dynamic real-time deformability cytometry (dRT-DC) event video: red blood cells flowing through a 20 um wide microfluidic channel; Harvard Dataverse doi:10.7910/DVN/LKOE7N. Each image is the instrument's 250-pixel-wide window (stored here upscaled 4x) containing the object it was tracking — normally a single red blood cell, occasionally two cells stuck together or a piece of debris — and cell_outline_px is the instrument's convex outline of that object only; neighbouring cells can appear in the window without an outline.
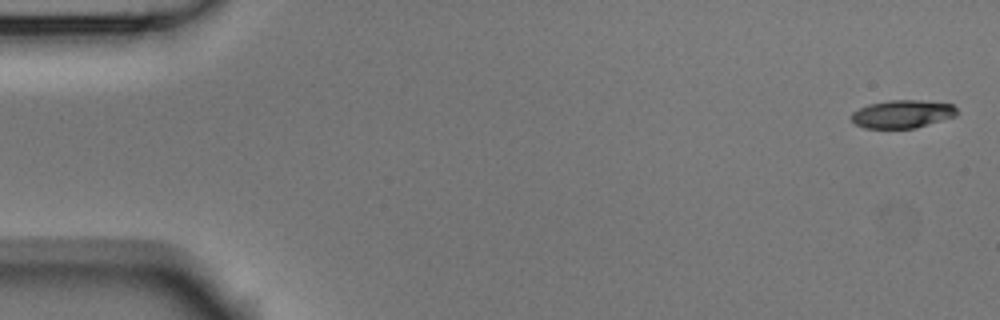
{"species": "Egyptian fruit bat (a non-hibernating species)", "species_latin": "Rousettus aegyptiacus", "temperature_condition": "room temperature", "stored_images_in_passage": 4, "camera_frame_rate_fps": 3000, "um_per_image_px": 0.085, "animal": {"sex": "male"}, "frame": {"image": 1, "passage_image": 1, "time_ms": 0.0, "image_size_px": [1000, 320], "cell_outline_px": [[960, 112], [956, 116], [916, 128], [864, 128], [856, 124], [848, 116], [852, 112], [868, 104], [888, 100], [920, 100], [952, 104]], "centroid_in_image_um": [76.7, 9.69], "position_along_channel_um": 8.3, "area_um2": 17.4}}
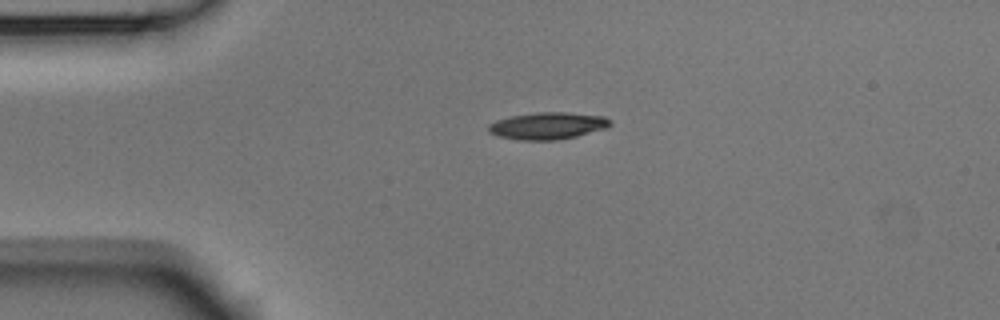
{"frame": {"image": 2, "passage_image": 4, "time_ms": 1.0, "image_size_px": [1000, 320], "cell_outline_px": [[612, 124], [604, 128], [576, 136], [556, 140], [520, 140], [500, 136], [488, 132], [488, 124], [496, 120], [512, 116], [536, 112], [568, 112], [604, 116], [612, 120]], "centroid_in_image_um": [46.55, 10.68], "position_along_channel_um": 38.4, "area_um2": 19.07}}